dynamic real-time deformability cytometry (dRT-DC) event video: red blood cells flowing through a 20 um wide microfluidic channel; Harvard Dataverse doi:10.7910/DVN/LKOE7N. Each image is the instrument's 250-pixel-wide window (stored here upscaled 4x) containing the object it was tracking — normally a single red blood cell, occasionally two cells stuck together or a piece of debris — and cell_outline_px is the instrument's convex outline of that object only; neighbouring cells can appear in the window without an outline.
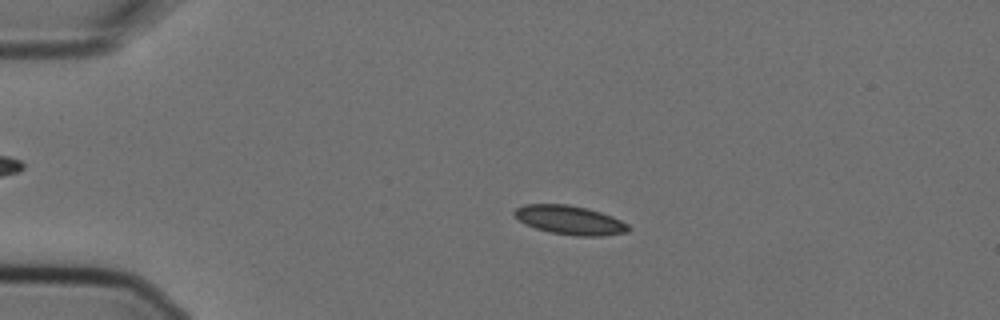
{"species": "Egyptian fruit bat (a non-hibernating species)", "species_latin": "Rousettus aegyptiacus", "temperature_condition": "cold", "stored_images_in_passage": 5, "camera_frame_rate_fps": 3000, "um_per_image_px": 0.085, "animal": {"sex": "female"}, "frame": {"image": 1, "passage_image": 3, "time_ms": 0.667, "image_size_px": [1000, 320], "cell_outline_px": [[628, 232], [600, 236], [576, 236], [548, 232], [524, 224], [512, 212], [516, 208], [524, 204], [568, 204], [588, 208], [612, 216], [628, 224]], "centroid_in_image_um": [48.41, 18.7], "position_along_channel_um": 36.6, "area_um2": 19.25}}
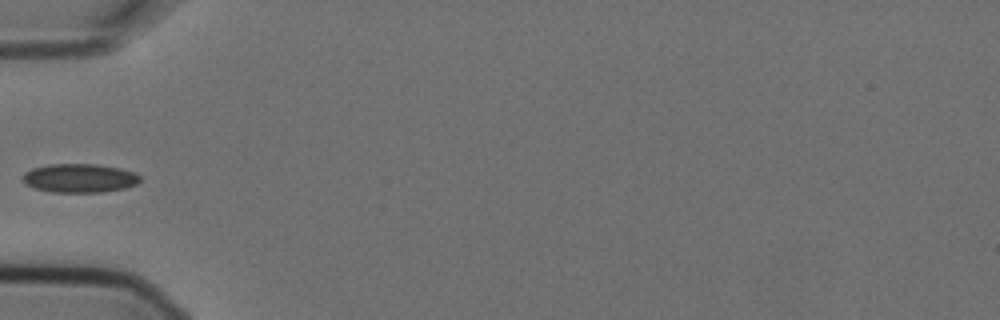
{"frame": {"image": 2, "passage_image": 5, "time_ms": 1.333, "image_size_px": [1000, 320], "cell_outline_px": [[140, 180], [136, 184], [124, 188], [100, 192], [52, 192], [36, 188], [24, 184], [20, 180], [20, 176], [24, 172], [32, 168], [48, 164], [96, 164], [120, 168], [136, 172], [140, 176]], "centroid_in_image_um": [6.71, 15.13], "position_along_channel_um": 78.3, "area_um2": 19.88}}